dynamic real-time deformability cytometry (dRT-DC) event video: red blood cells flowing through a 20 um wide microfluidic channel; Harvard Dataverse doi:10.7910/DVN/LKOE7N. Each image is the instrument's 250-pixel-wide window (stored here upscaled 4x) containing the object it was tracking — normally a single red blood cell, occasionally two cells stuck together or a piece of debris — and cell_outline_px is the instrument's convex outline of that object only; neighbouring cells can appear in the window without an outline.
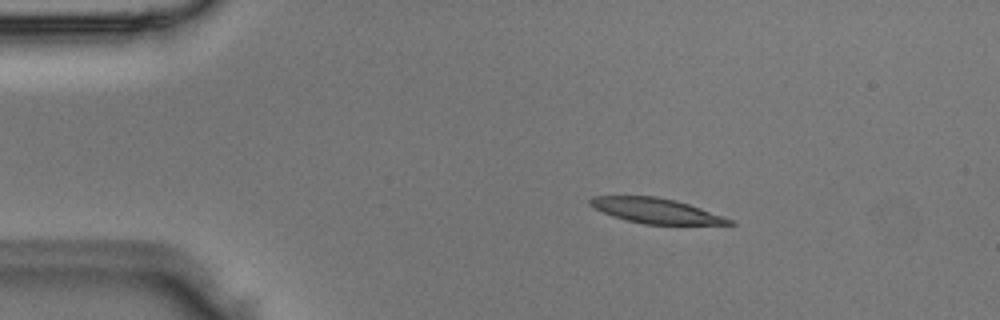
{"species": "Egyptian fruit bat (a non-hibernating species)", "species_latin": "Rousettus aegyptiacus", "temperature_condition": "room temperature", "stored_images_in_passage": 5, "camera_frame_rate_fps": 3000, "um_per_image_px": 0.085, "animal": {"sex": "male"}, "frame": {"image": 1, "passage_image": 2, "time_ms": 0.333, "image_size_px": [1000, 320], "cell_outline_px": [[736, 224], [644, 224], [612, 216], [588, 204], [588, 200], [592, 196], [656, 196], [676, 200], [724, 216], [732, 220]], "centroid_in_image_um": [55.74, 17.9], "position_along_channel_um": 29.3, "area_um2": 20.06}}
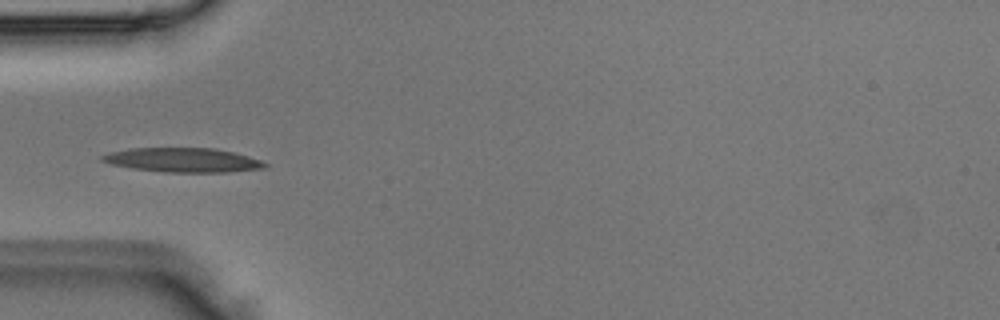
{"frame": {"image": 2, "passage_image": 4, "time_ms": 1.0, "image_size_px": [1000, 320], "cell_outline_px": [[268, 164], [264, 168], [228, 172], [164, 172], [132, 168], [112, 164], [100, 160], [100, 156], [112, 152], [132, 148], [216, 148], [248, 156], [260, 160]], "centroid_in_image_um": [15.55, 13.6], "position_along_channel_um": 69.4, "area_um2": 22.83}}
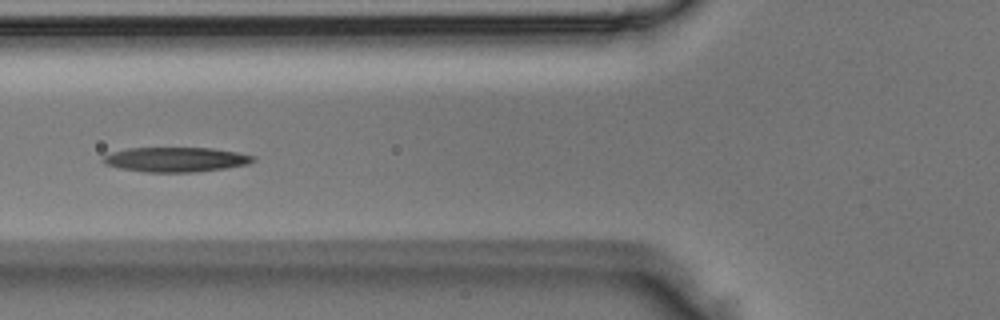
{"frame": {"image": 3, "passage_image": 5, "time_ms": 1.333, "image_size_px": [1000, 320], "cell_outline_px": [[256, 160], [248, 164], [224, 168], [196, 172], [144, 172], [120, 168], [104, 164], [100, 160], [104, 156], [112, 152], [128, 148], [212, 148], [236, 152], [256, 156]], "centroid_in_image_um": [14.93, 13.56], "position_along_channel_um": 110.9, "area_um2": 21.62}}